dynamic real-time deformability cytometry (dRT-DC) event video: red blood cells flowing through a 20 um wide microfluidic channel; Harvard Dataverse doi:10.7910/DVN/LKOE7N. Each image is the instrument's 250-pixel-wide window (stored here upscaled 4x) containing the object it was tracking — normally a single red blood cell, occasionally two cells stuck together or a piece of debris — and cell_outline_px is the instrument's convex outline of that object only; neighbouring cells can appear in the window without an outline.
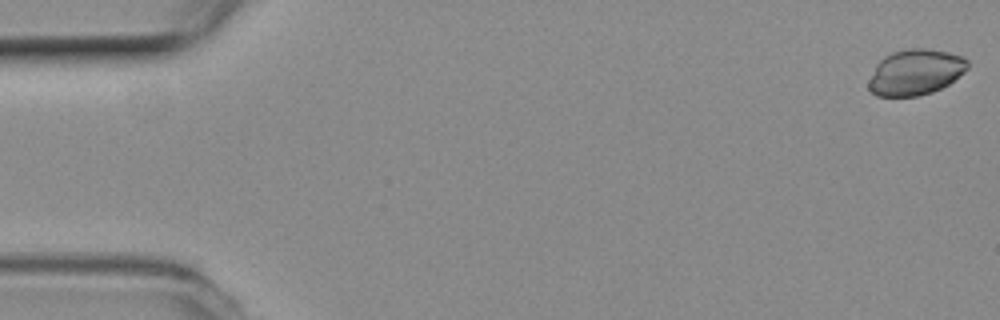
{"species": "common noctule bat (a hibernating species)", "species_latin": "Nyctalus noctula", "temperature_condition": "room temperature", "stored_images_in_passage": 53, "camera_frame_rate_fps": 3000, "um_per_image_px": 0.085, "animal": {"sex": "female", "body_mass_g": 19.3, "forearm_length_mm": 54.1}, "frame": {"image": 1, "passage_image": 1, "time_ms": 0.0, "image_size_px": [1000, 320], "cell_outline_px": [[968, 68], [964, 72], [948, 84], [932, 92], [916, 96], [876, 96], [868, 88], [868, 80], [876, 64], [884, 56], [892, 52], [908, 48], [924, 48], [948, 52], [960, 56], [968, 60]], "centroid_in_image_um": [77.78, 6.13], "position_along_channel_um": 7.2, "area_um2": 26.36}}
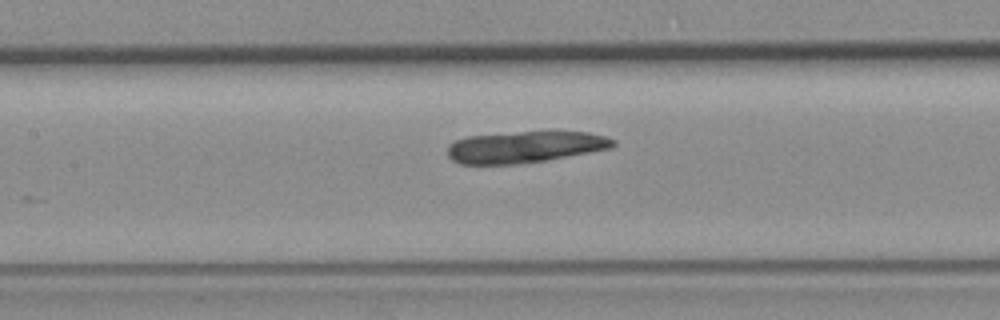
{"frame": {"image": 2, "passage_image": 24, "time_ms": 7.667, "image_size_px": [1000, 320], "cell_outline_px": [[616, 144], [612, 148], [544, 160], [516, 164], [460, 164], [452, 160], [448, 156], [448, 144], [456, 140], [468, 136], [520, 132], [588, 132], [604, 136], [616, 140]], "centroid_in_image_um": [44.6, 12.49], "position_along_channel_um": 162.8, "area_um2": 30.11}}
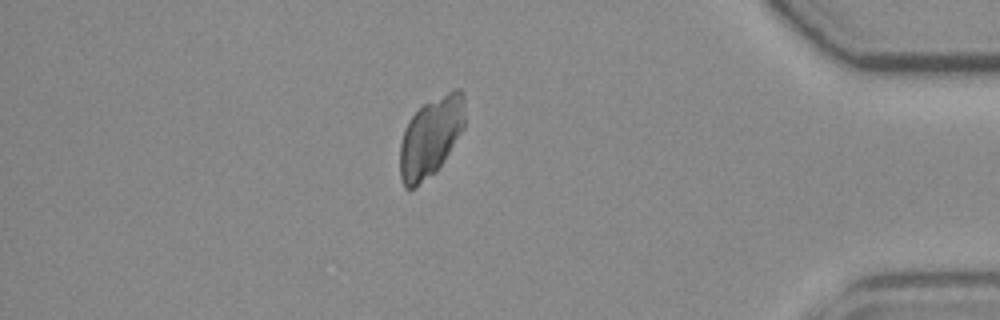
{"frame": {"image": 3, "passage_image": 46, "time_ms": 15.0, "image_size_px": [1000, 320], "cell_outline_px": [[464, 128], [436, 172], [416, 188], [404, 188], [400, 180], [400, 144], [404, 128], [408, 120], [424, 104], [456, 88], [460, 88], [464, 96]], "centroid_in_image_um": [36.59, 11.68], "position_along_channel_um": 398.6, "area_um2": 30.11}}